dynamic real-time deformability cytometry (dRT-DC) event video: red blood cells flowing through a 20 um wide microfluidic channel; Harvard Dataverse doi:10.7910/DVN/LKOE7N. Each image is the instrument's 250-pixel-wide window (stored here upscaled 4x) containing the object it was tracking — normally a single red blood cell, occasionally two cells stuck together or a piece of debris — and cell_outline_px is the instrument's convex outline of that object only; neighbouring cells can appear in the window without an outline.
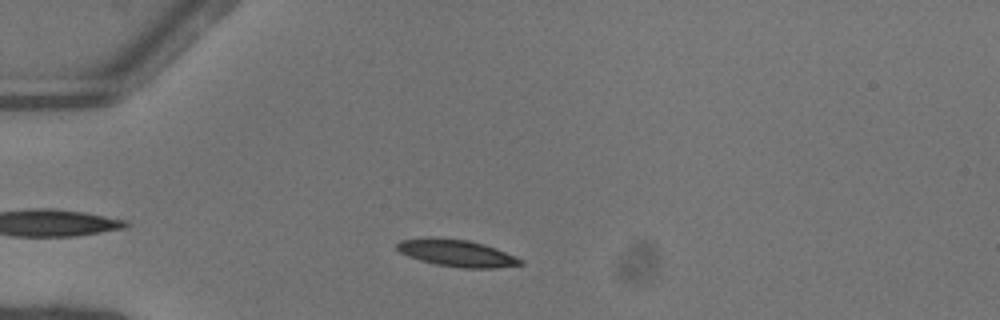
{"species": "common noctule bat (a hibernating species)", "species_latin": "Nyctalus noctula", "temperature_condition": "warm", "stored_images_in_passage": 44, "camera_frame_rate_fps": 3000, "um_per_image_px": 0.085, "animal": {"sex": "female"}, "frame": {"image": 1, "passage_image": 7, "time_ms": 2.0, "image_size_px": [1000, 320], "cell_outline_px": [[524, 264], [496, 268], [460, 268], [436, 264], [420, 260], [408, 256], [400, 252], [396, 248], [396, 244], [400, 240], [468, 240], [484, 244], [496, 248], [524, 260]], "centroid_in_image_um": [38.92, 21.57], "position_along_channel_um": 46.1, "area_um2": 18.61}}
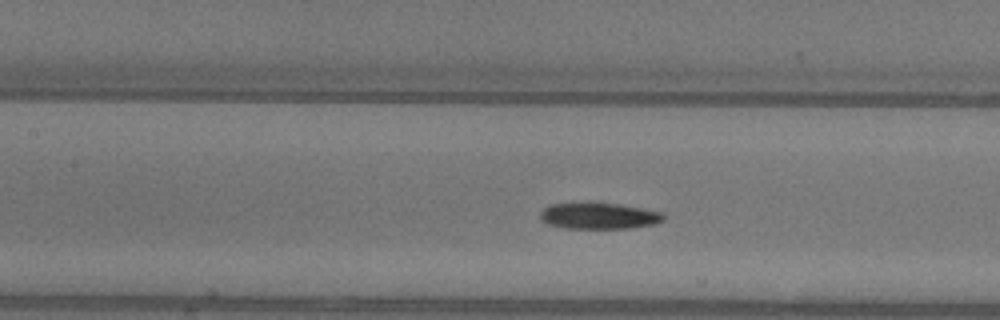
{"frame": {"image": 2, "passage_image": 17, "time_ms": 5.333, "image_size_px": [1000, 320], "cell_outline_px": [[664, 220], [656, 224], [628, 228], [564, 228], [548, 224], [540, 220], [540, 212], [548, 204], [588, 200], [620, 204], [644, 208], [664, 212]], "centroid_in_image_um": [50.88, 18.3], "position_along_channel_um": 156.5, "area_um2": 19.77}}
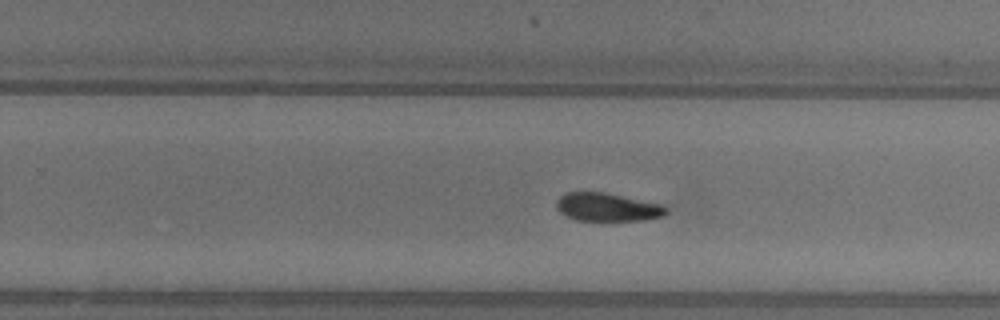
{"frame": {"image": 3, "passage_image": 26, "time_ms": 8.333, "image_size_px": [1000, 320], "cell_outline_px": [[668, 212], [664, 216], [644, 220], [576, 220], [560, 212], [556, 208], [556, 200], [564, 192], [604, 192], [660, 204], [668, 208]], "centroid_in_image_um": [51.61, 17.6], "position_along_channel_um": 278.2, "area_um2": 17.98}, "authors_computed_cell_mechanics": {"area_um2": 18.8428, "velocity_mm_per_s": 4.0691, "shape_relaxation_time_tau1_ms": 4.597, "shape_relaxation_time_tau2_ms": 4.1283, "deformation_change_tau1": 0.1432, "deformation_change_tau2": 0.0955}}